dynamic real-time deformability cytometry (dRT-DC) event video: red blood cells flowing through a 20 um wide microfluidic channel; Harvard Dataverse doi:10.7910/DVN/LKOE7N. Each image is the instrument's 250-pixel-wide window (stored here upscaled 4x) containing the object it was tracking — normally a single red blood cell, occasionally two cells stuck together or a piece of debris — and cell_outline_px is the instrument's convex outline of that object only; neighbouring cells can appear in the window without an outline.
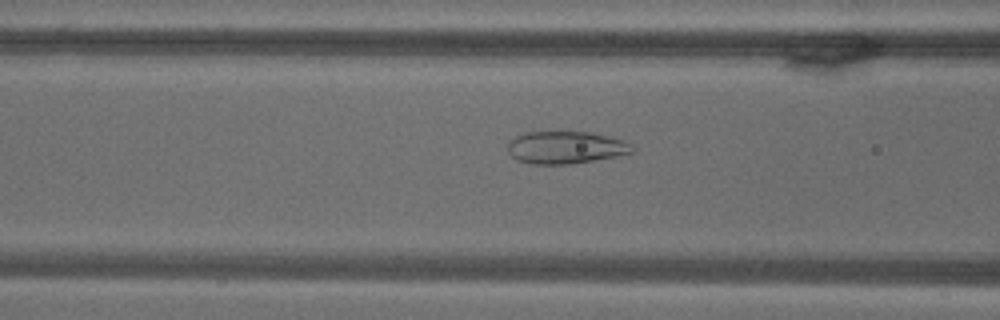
{"species": "common noctule bat (a hibernating species)", "species_latin": "Nyctalus noctula", "temperature_condition": "warm", "stored_images_in_passage": 72, "camera_frame_rate_fps": 3000, "um_per_image_px": 0.085, "animal": {"sex": "male", "body_mass_g": 18.8}, "frame": {"image": 1, "passage_image": 29, "time_ms": 9.333, "image_size_px": [1000, 320], "cell_outline_px": [[636, 152], [616, 156], [572, 164], [532, 164], [516, 160], [508, 152], [508, 140], [524, 132], [592, 132], [624, 140], [632, 144]], "centroid_in_image_um": [48.09, 12.53], "position_along_channel_um": 118.5, "area_um2": 23.76}}
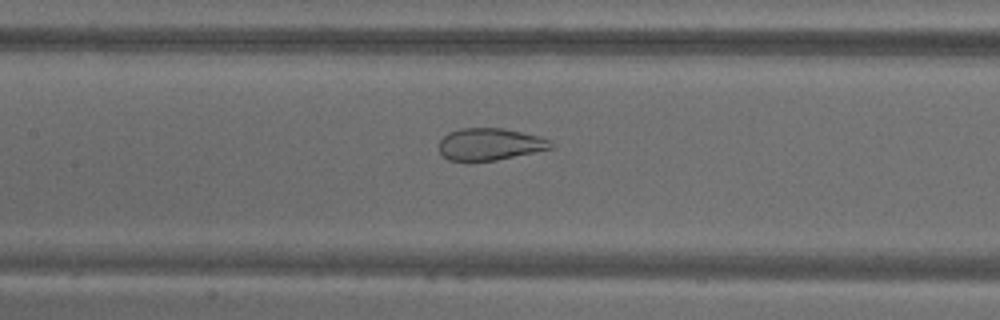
{"frame": {"image": 2, "passage_image": 34, "time_ms": 11.0, "image_size_px": [1000, 320], "cell_outline_px": [[556, 144], [552, 148], [496, 160], [448, 160], [440, 152], [440, 140], [448, 132], [460, 128], [504, 128], [552, 140]], "centroid_in_image_um": [41.65, 12.24], "position_along_channel_um": 165.7, "area_um2": 20.63}}
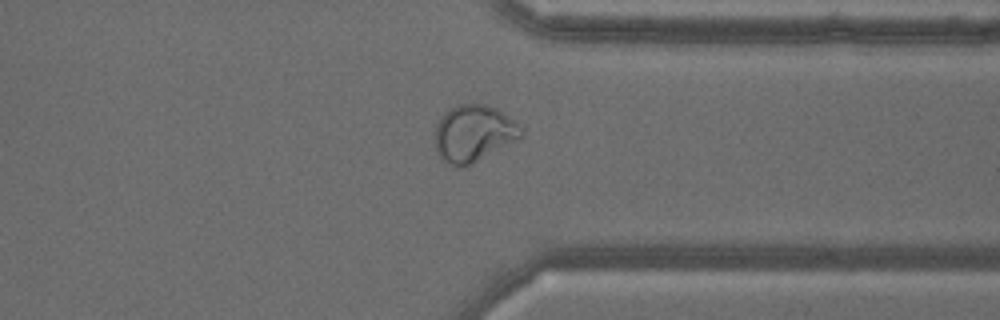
{"frame": {"image": 3, "passage_image": 56, "time_ms": 18.333, "image_size_px": [1000, 320], "cell_outline_px": [[524, 136], [472, 164], [464, 168], [452, 164], [444, 160], [440, 156], [436, 148], [436, 124], [440, 116], [448, 108], [456, 104], [484, 104], [496, 108], [524, 128]], "centroid_in_image_um": [40.27, 11.32], "position_along_channel_um": 371.1, "area_um2": 28.5}}